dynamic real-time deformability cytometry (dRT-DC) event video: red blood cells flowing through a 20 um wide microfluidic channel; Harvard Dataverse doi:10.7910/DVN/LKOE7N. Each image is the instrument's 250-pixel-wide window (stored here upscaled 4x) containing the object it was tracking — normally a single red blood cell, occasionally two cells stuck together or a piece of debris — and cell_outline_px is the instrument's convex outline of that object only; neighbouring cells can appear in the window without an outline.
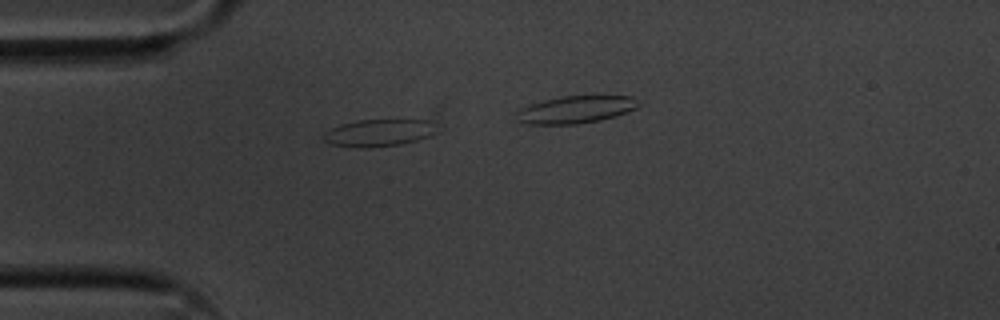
{"species": "common noctule bat (a hibernating species)", "species_latin": "Nyctalus noctula", "temperature_condition": "cold", "stored_images_in_passage": 20, "camera_frame_rate_fps": 3000, "um_per_image_px": 0.085, "animal": {"sex": "male", "body_mass_g": 20.1, "forearm_length_mm": 53.5}, "frame": {"image": 1, "passage_image": 12, "time_ms": 3.667, "image_size_px": [1000, 320], "cell_outline_px": [[436, 132], [428, 136], [416, 140], [400, 144], [364, 148], [360, 148], [328, 144], [324, 140], [324, 132], [340, 124], [356, 120], [428, 120]], "centroid_in_image_um": [32.11, 11.29], "position_along_channel_um": 52.9, "area_um2": 17.63}}
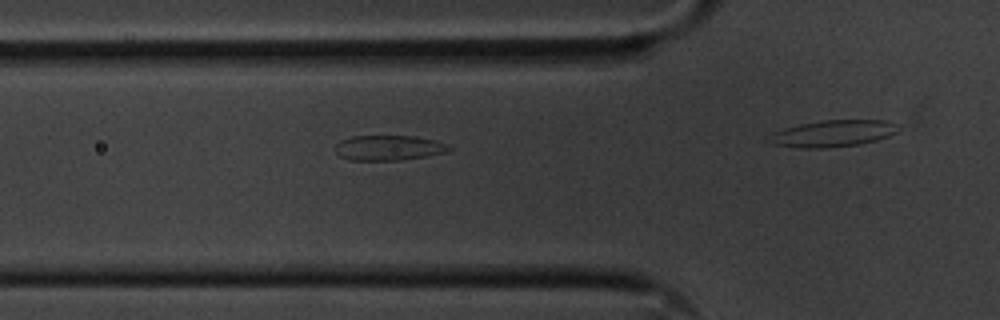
{"frame": {"image": 2, "passage_image": 16, "time_ms": 5.0, "image_size_px": [1000, 320], "cell_outline_px": [[452, 148], [444, 152], [428, 156], [400, 160], [348, 160], [340, 156], [336, 152], [336, 144], [340, 140], [352, 136], [416, 136], [436, 140], [448, 144]], "centroid_in_image_um": [33.04, 12.56], "position_along_channel_um": 92.8, "area_um2": 16.7}}
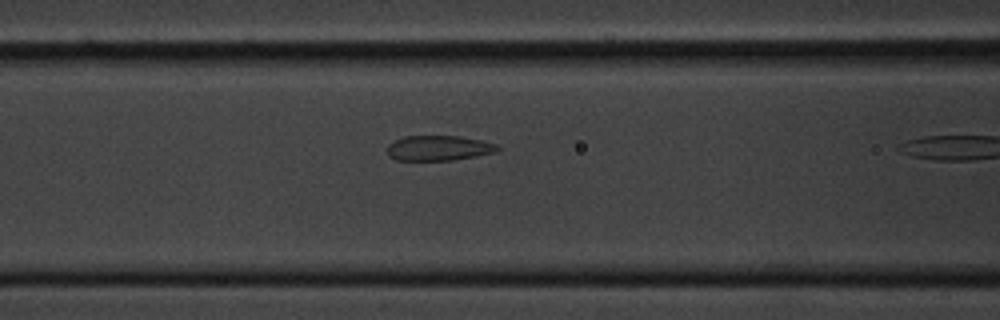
{"frame": {"image": 3, "passage_image": 19, "time_ms": 6.0, "image_size_px": [1000, 320], "cell_outline_px": [[500, 148], [496, 152], [476, 156], [452, 160], [396, 160], [388, 156], [388, 144], [404, 136], [460, 136], [480, 140], [496, 144]], "centroid_in_image_um": [37.28, 12.58], "position_along_channel_um": 129.3, "area_um2": 16.07}}